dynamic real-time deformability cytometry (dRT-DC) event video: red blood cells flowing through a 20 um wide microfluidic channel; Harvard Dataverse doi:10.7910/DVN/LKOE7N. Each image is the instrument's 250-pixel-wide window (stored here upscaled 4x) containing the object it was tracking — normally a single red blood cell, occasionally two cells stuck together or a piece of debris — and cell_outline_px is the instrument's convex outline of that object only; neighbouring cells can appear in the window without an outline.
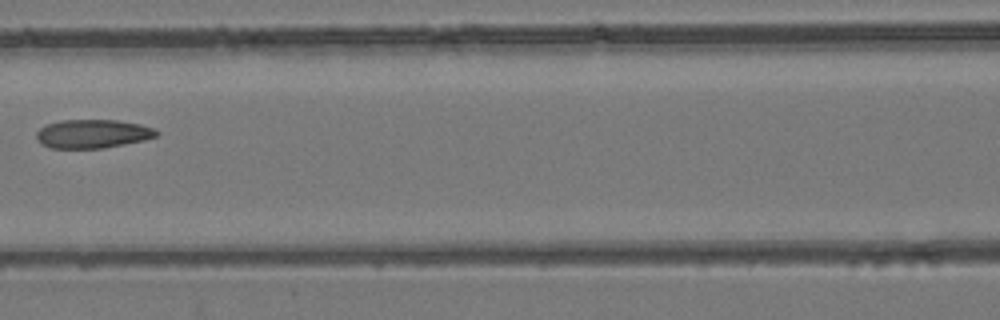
{"species": "common noctule bat (a hibernating species)", "species_latin": "Nyctalus noctula", "temperature_condition": "room temperature", "stored_images_in_passage": 8, "camera_frame_rate_fps": 3000, "um_per_image_px": 0.085, "animal": {"sex": "female", "body_mass_g": 24.6, "forearm_length_mm": 56.2}, "frame": {"image": 1, "passage_image": 6, "time_ms": 7.0, "image_size_px": [1000, 320], "cell_outline_px": [[160, 132], [156, 136], [144, 140], [104, 148], [52, 148], [40, 144], [36, 140], [36, 132], [44, 124], [60, 120], [116, 120], [140, 124], [156, 128]], "centroid_in_image_um": [7.85, 11.37], "position_along_channel_um": 158.7, "area_um2": 20.29}}
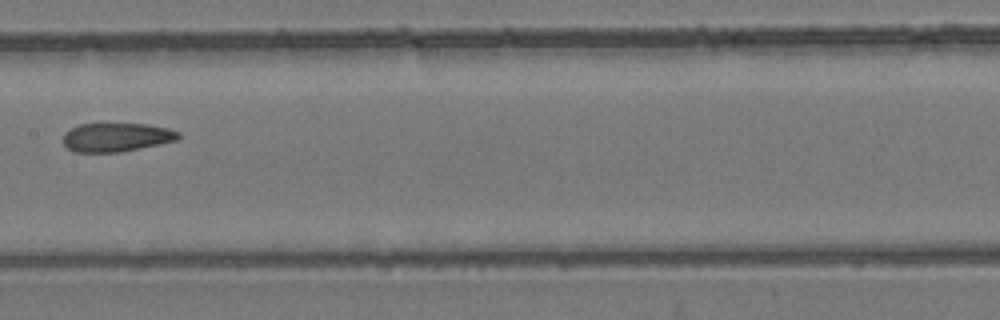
{"frame": {"image": 2, "passage_image": 7, "time_ms": 8.0, "image_size_px": [1000, 320], "cell_outline_px": [[180, 136], [176, 140], [120, 152], [72, 152], [64, 144], [64, 132], [80, 124], [148, 124], [168, 128], [180, 132]], "centroid_in_image_um": [9.88, 11.66], "position_along_channel_um": 197.5, "area_um2": 19.13}}
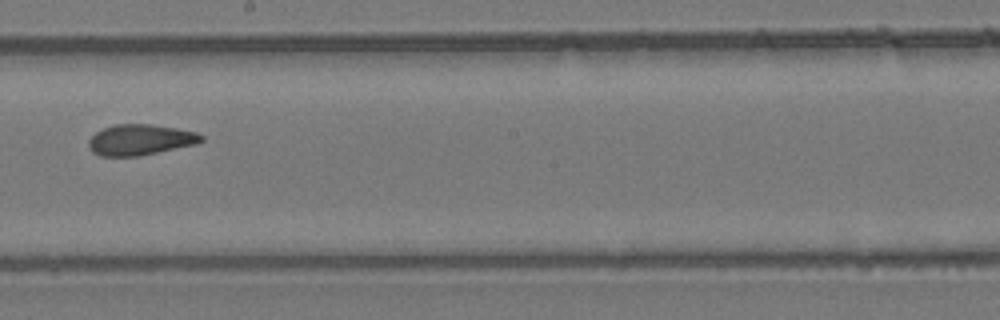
{"frame": {"image": 3, "passage_image": 8, "time_ms": 9.0, "image_size_px": [1000, 320], "cell_outline_px": [[204, 140], [196, 144], [140, 156], [100, 156], [92, 152], [88, 148], [88, 140], [96, 132], [104, 128], [116, 124], [152, 124], [176, 128], [196, 132], [204, 136]], "centroid_in_image_um": [11.91, 11.88], "position_along_channel_um": 236.3, "area_um2": 20.29}}